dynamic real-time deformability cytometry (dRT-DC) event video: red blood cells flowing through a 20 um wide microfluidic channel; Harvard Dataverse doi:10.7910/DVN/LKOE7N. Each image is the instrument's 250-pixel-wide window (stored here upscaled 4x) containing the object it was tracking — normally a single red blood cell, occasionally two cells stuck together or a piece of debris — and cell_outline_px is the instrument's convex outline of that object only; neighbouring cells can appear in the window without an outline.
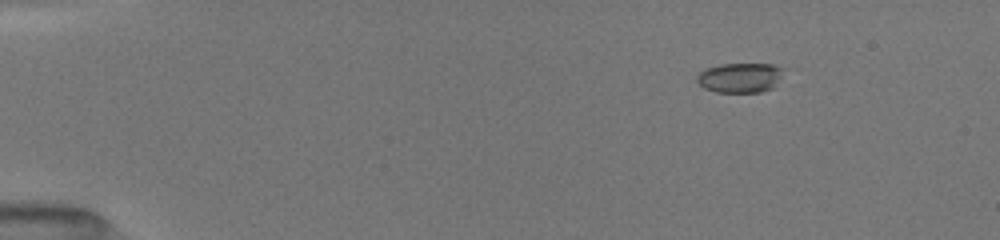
{"species": "common noctule bat (a hibernating species)", "species_latin": "Nyctalus noctula", "temperature_condition": "room temperature", "stored_images_in_passage": 39, "camera_frame_rate_fps": 3000, "um_per_image_px": 0.085, "animal": {"sex": "female", "body_mass_g": 19.5, "forearm_length_mm": 54.1}, "frame": {"image": 1, "passage_image": 1, "time_ms": 0.0, "image_size_px": [1000, 240], "cell_outline_px": [[780, 76], [772, 88], [760, 92], [716, 92], [704, 88], [696, 80], [696, 76], [704, 68], [720, 64], [772, 64], [780, 68]], "centroid_in_image_um": [62.82, 6.6], "position_along_channel_um": 22.2, "area_um2": 14.8}}
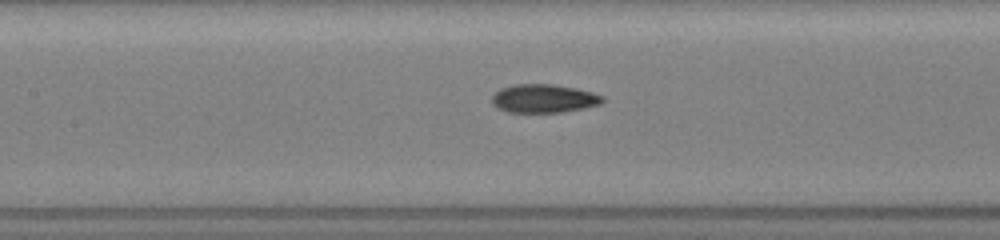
{"frame": {"image": 2, "passage_image": 15, "time_ms": 6.0, "image_size_px": [1000, 240], "cell_outline_px": [[604, 100], [600, 104], [584, 108], [560, 112], [508, 112], [496, 108], [492, 104], [492, 96], [500, 88], [512, 84], [552, 84], [576, 88], [592, 92], [604, 96]], "centroid_in_image_um": [46.2, 8.37], "position_along_channel_um": 161.2, "area_um2": 18.44}}
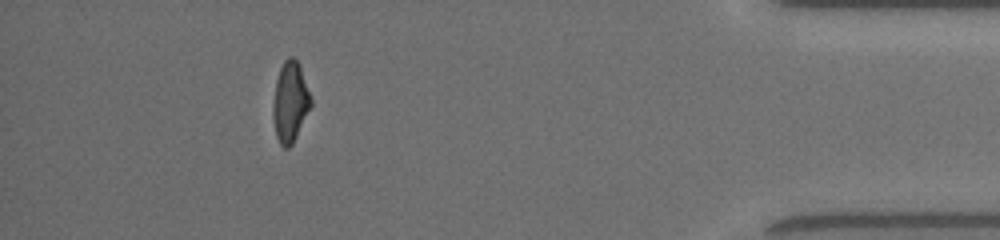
{"frame": {"image": 3, "passage_image": 35, "time_ms": 13.333, "image_size_px": [1000, 240], "cell_outline_px": [[312, 104], [292, 144], [288, 148], [284, 148], [280, 144], [276, 136], [272, 116], [272, 108], [276, 80], [280, 68], [284, 60], [288, 56], [292, 56], [300, 64], [312, 100]], "centroid_in_image_um": [24.66, 8.65], "position_along_channel_um": 410.5, "area_um2": 17.74}, "authors_computed_cell_mechanics": {"area_um2": 17.7446, "velocity_mm_per_s": 4.0463, "shape_relaxation_time_tau1_ms": 2.8614, "shape_relaxation_time_tau2_ms": 1.7311, "deformation_change_tau1": 0.1428, "deformation_change_tau2": 0.0874}}